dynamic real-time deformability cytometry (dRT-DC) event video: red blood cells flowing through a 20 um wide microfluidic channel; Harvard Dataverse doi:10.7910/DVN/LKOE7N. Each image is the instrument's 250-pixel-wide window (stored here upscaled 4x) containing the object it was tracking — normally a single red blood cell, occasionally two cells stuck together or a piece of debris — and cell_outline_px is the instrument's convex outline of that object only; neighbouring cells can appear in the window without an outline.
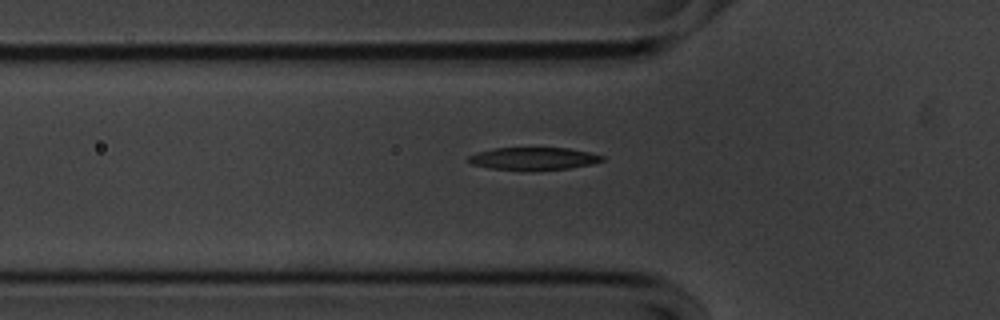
{"species": "common noctule bat (a hibernating species)", "species_latin": "Nyctalus noctula", "temperature_condition": "cold", "stored_images_in_passage": 42, "camera_frame_rate_fps": 3000, "um_per_image_px": 0.085, "animal": {"sex": "male", "body_mass_g": 20.1, "forearm_length_mm": 53.5}, "frame": {"image": 1, "passage_image": 4, "time_ms": 1.0, "image_size_px": [1000, 320], "cell_outline_px": [[604, 160], [592, 164], [568, 168], [492, 168], [472, 164], [468, 160], [468, 156], [476, 152], [496, 148], [568, 148], [588, 152], [604, 156]], "centroid_in_image_um": [45.36, 13.44], "position_along_channel_um": 80.4, "area_um2": 16.7}}
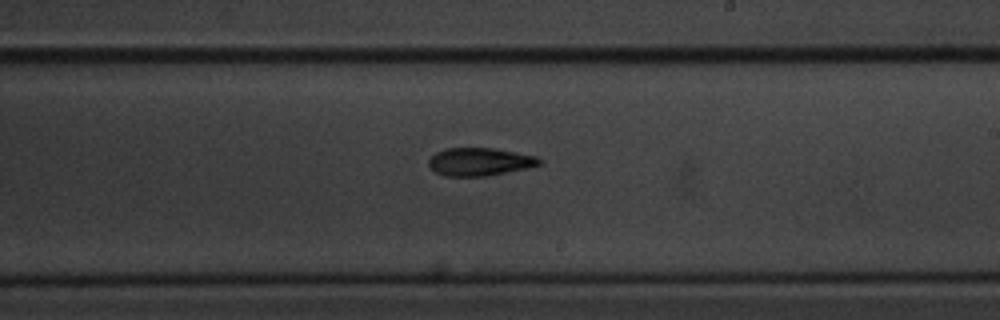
{"frame": {"image": 2, "passage_image": 18, "time_ms": 5.667, "image_size_px": [1000, 320], "cell_outline_px": [[544, 160], [540, 164], [528, 168], [484, 176], [444, 176], [436, 172], [428, 164], [428, 160], [436, 152], [444, 148], [492, 148], [516, 152], [536, 156]], "centroid_in_image_um": [40.78, 13.74], "position_along_channel_um": 248.2, "area_um2": 17.98}}
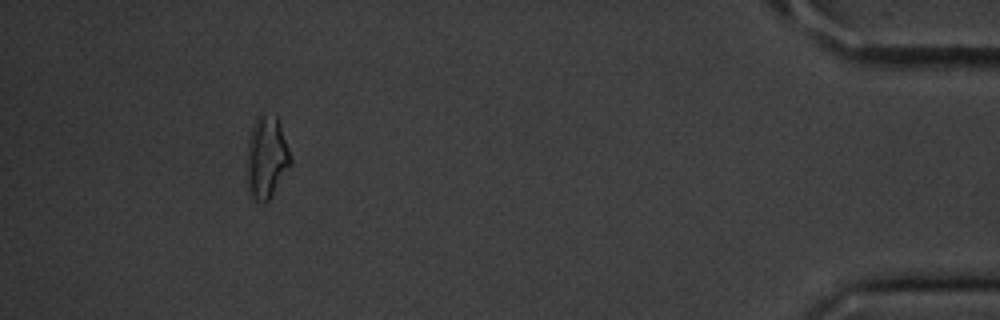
{"frame": {"image": 3, "passage_image": 37, "time_ms": 12.0, "image_size_px": [1000, 320], "cell_outline_px": [[292, 164], [268, 200], [264, 204], [248, 196], [248, 140], [252, 124], [256, 116], [276, 116], [292, 156]], "centroid_in_image_um": [22.66, 13.41], "position_along_channel_um": 412.5, "area_um2": 20.75}, "authors_computed_cell_mechanics": {"area_um2": 18.1781, "velocity_mm_per_s": 3.5745, "shape_relaxation_time_tau1_ms": 3.9369, "shape_relaxation_time_tau2_ms": 8.6706, "deformation_change_tau1": 0.1757, "deformation_change_tau2": 0.2084}}